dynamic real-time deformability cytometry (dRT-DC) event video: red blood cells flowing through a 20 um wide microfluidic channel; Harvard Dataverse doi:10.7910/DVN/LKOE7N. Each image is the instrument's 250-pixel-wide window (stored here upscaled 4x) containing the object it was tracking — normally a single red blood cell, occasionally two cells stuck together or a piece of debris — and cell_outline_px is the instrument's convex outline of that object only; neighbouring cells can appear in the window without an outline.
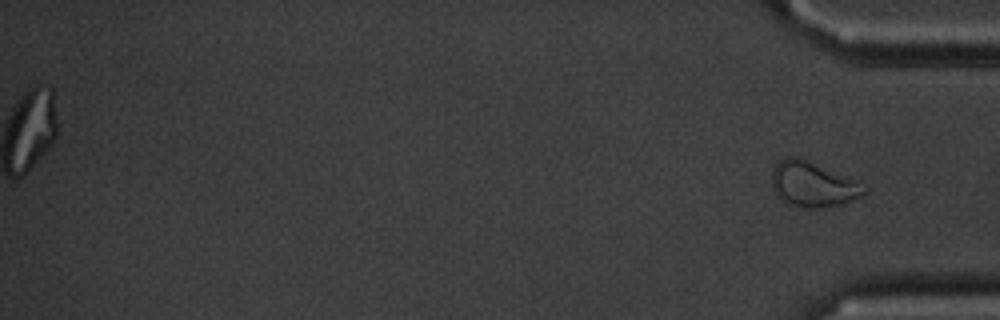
{"species": "common noctule bat (a hibernating species)", "species_latin": "Nyctalus noctula", "temperature_condition": "cold", "stored_images_in_passage": 57, "segment_of_instrument_passage": [2, 2], "camera_frame_rate_fps": 3000, "um_per_image_px": 0.085, "animal": {"sex": "male", "body_mass_g": 20.1, "forearm_length_mm": 53.5}, "frame": {"image": 1, "passage_image": 57, "time_ms": 18.667, "image_size_px": [1000, 320], "cell_outline_px": [[868, 192], [844, 204], [824, 208], [800, 208], [788, 204], [776, 192], [772, 184], [772, 172], [776, 164], [780, 160], [788, 156], [800, 156], [852, 180], [868, 188]], "centroid_in_image_um": [69.08, 15.68], "position_along_channel_um": 366.1, "area_um2": 24.04}}